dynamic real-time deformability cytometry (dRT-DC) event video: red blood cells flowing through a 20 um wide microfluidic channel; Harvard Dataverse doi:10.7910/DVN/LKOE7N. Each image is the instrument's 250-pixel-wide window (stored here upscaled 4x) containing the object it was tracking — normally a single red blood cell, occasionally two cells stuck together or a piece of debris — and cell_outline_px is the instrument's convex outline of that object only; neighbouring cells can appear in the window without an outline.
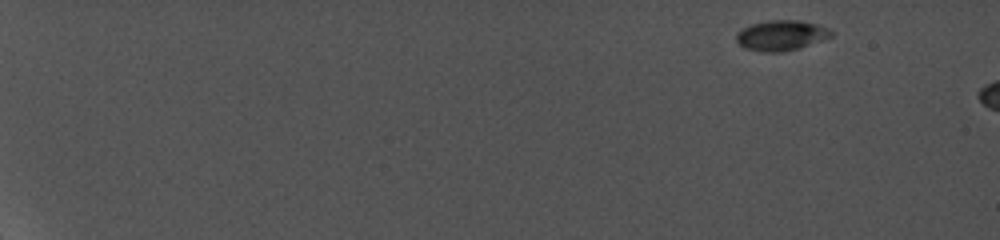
{"species": "common noctule bat (a hibernating species)", "species_latin": "Nyctalus noctula", "temperature_condition": "cold", "stored_images_in_passage": 29, "camera_frame_rate_fps": 5000, "um_per_image_px": 0.085, "animal": {"sex": "female", "body_mass_g": 19.0, "forearm_length_mm": 56.7}, "frame": {"image": 1, "passage_image": 1, "time_ms": 0.0, "image_size_px": [1000, 240], "cell_outline_px": [[832, 36], [800, 48], [784, 52], [764, 52], [744, 48], [736, 40], [736, 32], [752, 24], [768, 20], [800, 20], [816, 24], [828, 28], [832, 32]], "centroid_in_image_um": [66.39, 3.01], "position_along_channel_um": 18.6, "area_um2": 16.7}}
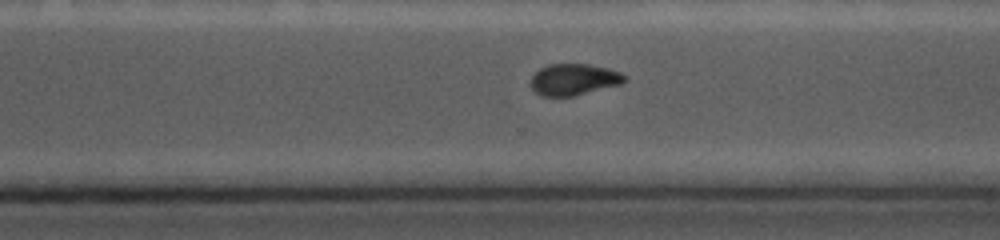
{"frame": {"image": 2, "passage_image": 26, "time_ms": 13.2, "image_size_px": [1000, 240], "cell_outline_px": [[628, 80], [620, 84], [572, 96], [540, 96], [528, 84], [532, 76], [540, 68], [548, 64], [588, 64], [608, 68], [620, 72]], "centroid_in_image_um": [48.74, 6.75], "position_along_channel_um": 321.9, "area_um2": 17.17}}
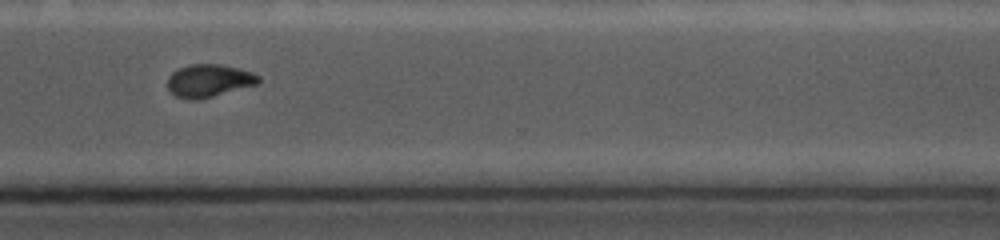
{"frame": {"image": 3, "passage_image": 28, "time_ms": 14.0, "image_size_px": [1000, 240], "cell_outline_px": [[260, 80], [256, 84], [212, 96], [196, 100], [188, 100], [176, 96], [168, 88], [168, 76], [172, 72], [188, 64], [220, 64], [252, 72], [260, 76]], "centroid_in_image_um": [17.73, 6.85], "position_along_channel_um": 352.9, "area_um2": 17.11}}